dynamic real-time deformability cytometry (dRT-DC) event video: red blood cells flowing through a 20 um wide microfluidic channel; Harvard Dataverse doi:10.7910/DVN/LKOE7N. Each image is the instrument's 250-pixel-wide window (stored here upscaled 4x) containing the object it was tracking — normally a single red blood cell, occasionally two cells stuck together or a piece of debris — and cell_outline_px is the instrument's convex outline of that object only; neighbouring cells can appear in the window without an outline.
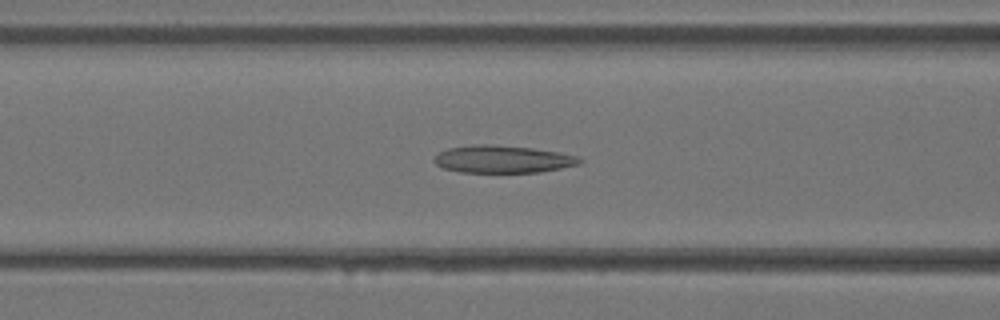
{"species": "Egyptian fruit bat (a non-hibernating species)", "species_latin": "Rousettus aegyptiacus", "temperature_condition": "warm", "stored_images_in_passage": 34, "camera_frame_rate_fps": 3000, "um_per_image_px": 0.085, "animal": {"sex": "female"}, "frame": {"image": 1, "passage_image": 14, "time_ms": 4.333, "image_size_px": [1000, 320], "cell_outline_px": [[584, 160], [580, 164], [540, 172], [460, 172], [440, 168], [432, 160], [440, 152], [448, 148], [472, 144], [488, 144], [532, 148], [560, 152], [576, 156]], "centroid_in_image_um": [42.71, 13.53], "position_along_channel_um": 123.9, "area_um2": 23.35}}
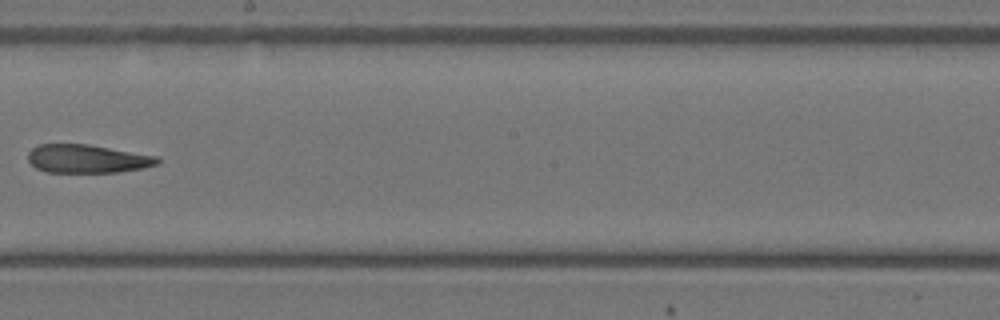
{"frame": {"image": 2, "passage_image": 20, "time_ms": 6.333, "image_size_px": [1000, 320], "cell_outline_px": [[160, 164], [144, 168], [120, 172], [48, 172], [36, 168], [28, 160], [28, 152], [32, 148], [40, 144], [88, 144], [160, 156]], "centroid_in_image_um": [7.48, 13.49], "position_along_channel_um": 240.7, "area_um2": 21.62}}
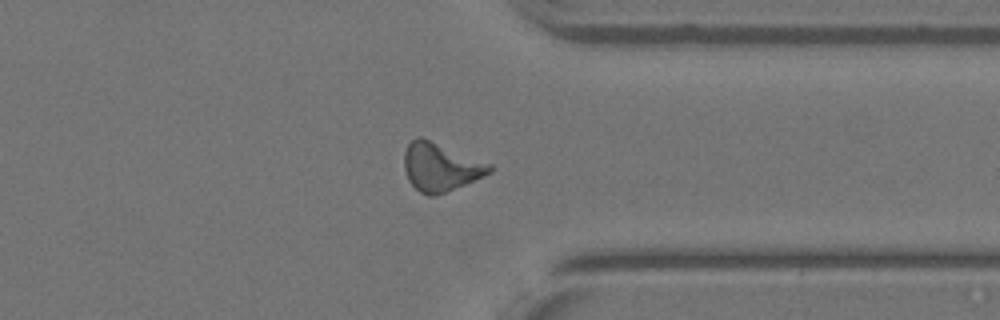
{"frame": {"image": 3, "passage_image": 27, "time_ms": 8.667, "image_size_px": [1000, 320], "cell_outline_px": [[492, 172], [484, 176], [436, 196], [428, 196], [420, 192], [408, 180], [404, 168], [404, 152], [408, 144], [412, 140], [420, 136], [492, 164]], "centroid_in_image_um": [37.44, 14.2], "position_along_channel_um": 374.0, "area_um2": 23.87}}